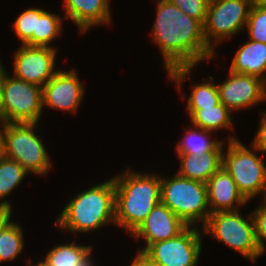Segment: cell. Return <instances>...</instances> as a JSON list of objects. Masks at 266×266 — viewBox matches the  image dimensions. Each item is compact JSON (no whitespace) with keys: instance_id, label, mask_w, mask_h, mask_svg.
I'll return each instance as SVG.
<instances>
[{"instance_id":"6da1fadb","label":"cell","mask_w":266,"mask_h":266,"mask_svg":"<svg viewBox=\"0 0 266 266\" xmlns=\"http://www.w3.org/2000/svg\"><path fill=\"white\" fill-rule=\"evenodd\" d=\"M151 30L153 41L163 54L168 77L179 89L195 65L214 57L215 51L205 41L203 25L169 0H157Z\"/></svg>"},{"instance_id":"7a4b0ae2","label":"cell","mask_w":266,"mask_h":266,"mask_svg":"<svg viewBox=\"0 0 266 266\" xmlns=\"http://www.w3.org/2000/svg\"><path fill=\"white\" fill-rule=\"evenodd\" d=\"M115 184V225L131 235L161 203V175L133 172L131 168L113 177Z\"/></svg>"},{"instance_id":"3957f363","label":"cell","mask_w":266,"mask_h":266,"mask_svg":"<svg viewBox=\"0 0 266 266\" xmlns=\"http://www.w3.org/2000/svg\"><path fill=\"white\" fill-rule=\"evenodd\" d=\"M115 225L113 178L84 190L71 199L56 220V226L71 233H89L104 225Z\"/></svg>"},{"instance_id":"277c9868","label":"cell","mask_w":266,"mask_h":266,"mask_svg":"<svg viewBox=\"0 0 266 266\" xmlns=\"http://www.w3.org/2000/svg\"><path fill=\"white\" fill-rule=\"evenodd\" d=\"M161 177V203L188 226L204 225L210 215L206 183L175 174Z\"/></svg>"},{"instance_id":"5b68a950","label":"cell","mask_w":266,"mask_h":266,"mask_svg":"<svg viewBox=\"0 0 266 266\" xmlns=\"http://www.w3.org/2000/svg\"><path fill=\"white\" fill-rule=\"evenodd\" d=\"M227 142L228 146L222 153V166L233 178L238 190L248 201L262 192L266 199V164L257 156L258 150L252 145L250 150L233 135Z\"/></svg>"},{"instance_id":"8992f818","label":"cell","mask_w":266,"mask_h":266,"mask_svg":"<svg viewBox=\"0 0 266 266\" xmlns=\"http://www.w3.org/2000/svg\"><path fill=\"white\" fill-rule=\"evenodd\" d=\"M242 216L239 210L210 213L201 227L202 235H210L216 240L238 251L252 262L264 254L255 236V225L251 212Z\"/></svg>"},{"instance_id":"52a82bcc","label":"cell","mask_w":266,"mask_h":266,"mask_svg":"<svg viewBox=\"0 0 266 266\" xmlns=\"http://www.w3.org/2000/svg\"><path fill=\"white\" fill-rule=\"evenodd\" d=\"M37 123H7L4 132V157L17 161L28 173L47 175L50 156L35 134Z\"/></svg>"},{"instance_id":"ba28073f","label":"cell","mask_w":266,"mask_h":266,"mask_svg":"<svg viewBox=\"0 0 266 266\" xmlns=\"http://www.w3.org/2000/svg\"><path fill=\"white\" fill-rule=\"evenodd\" d=\"M253 0H210L203 33L207 45L214 51L213 45L229 39L245 29ZM214 47V48H213Z\"/></svg>"},{"instance_id":"9c48e42d","label":"cell","mask_w":266,"mask_h":266,"mask_svg":"<svg viewBox=\"0 0 266 266\" xmlns=\"http://www.w3.org/2000/svg\"><path fill=\"white\" fill-rule=\"evenodd\" d=\"M42 112V87L7 74L2 120L6 123H38Z\"/></svg>"},{"instance_id":"30bf717a","label":"cell","mask_w":266,"mask_h":266,"mask_svg":"<svg viewBox=\"0 0 266 266\" xmlns=\"http://www.w3.org/2000/svg\"><path fill=\"white\" fill-rule=\"evenodd\" d=\"M201 239L198 226H187L176 237L151 244L142 255L157 266H196Z\"/></svg>"},{"instance_id":"8fae6325","label":"cell","mask_w":266,"mask_h":266,"mask_svg":"<svg viewBox=\"0 0 266 266\" xmlns=\"http://www.w3.org/2000/svg\"><path fill=\"white\" fill-rule=\"evenodd\" d=\"M56 48L20 45L14 55L13 76L43 87L58 71L55 70Z\"/></svg>"},{"instance_id":"7c38bea8","label":"cell","mask_w":266,"mask_h":266,"mask_svg":"<svg viewBox=\"0 0 266 266\" xmlns=\"http://www.w3.org/2000/svg\"><path fill=\"white\" fill-rule=\"evenodd\" d=\"M228 78L217 84L219 100L231 112L250 108L266 100V87L261 78L229 70Z\"/></svg>"},{"instance_id":"4fadbf2b","label":"cell","mask_w":266,"mask_h":266,"mask_svg":"<svg viewBox=\"0 0 266 266\" xmlns=\"http://www.w3.org/2000/svg\"><path fill=\"white\" fill-rule=\"evenodd\" d=\"M76 70L61 69L42 87V106L76 113L84 97V86Z\"/></svg>"},{"instance_id":"5bb4252c","label":"cell","mask_w":266,"mask_h":266,"mask_svg":"<svg viewBox=\"0 0 266 266\" xmlns=\"http://www.w3.org/2000/svg\"><path fill=\"white\" fill-rule=\"evenodd\" d=\"M188 225L175 215L166 205L159 203L146 217L145 221L132 234L135 239L143 238L146 246L138 253L142 254L151 244L168 240L180 234Z\"/></svg>"},{"instance_id":"9a60e30c","label":"cell","mask_w":266,"mask_h":266,"mask_svg":"<svg viewBox=\"0 0 266 266\" xmlns=\"http://www.w3.org/2000/svg\"><path fill=\"white\" fill-rule=\"evenodd\" d=\"M206 187L210 213L236 211L248 203L223 166L206 182Z\"/></svg>"},{"instance_id":"2e32d148","label":"cell","mask_w":266,"mask_h":266,"mask_svg":"<svg viewBox=\"0 0 266 266\" xmlns=\"http://www.w3.org/2000/svg\"><path fill=\"white\" fill-rule=\"evenodd\" d=\"M65 19H70L82 34L95 25L111 24L109 0H64Z\"/></svg>"},{"instance_id":"e0dca14e","label":"cell","mask_w":266,"mask_h":266,"mask_svg":"<svg viewBox=\"0 0 266 266\" xmlns=\"http://www.w3.org/2000/svg\"><path fill=\"white\" fill-rule=\"evenodd\" d=\"M223 150H211L202 156L178 154V175L206 183L222 167Z\"/></svg>"},{"instance_id":"ac0fdd59","label":"cell","mask_w":266,"mask_h":266,"mask_svg":"<svg viewBox=\"0 0 266 266\" xmlns=\"http://www.w3.org/2000/svg\"><path fill=\"white\" fill-rule=\"evenodd\" d=\"M266 69V44L249 40L236 52L230 71L263 78Z\"/></svg>"},{"instance_id":"d6986e66","label":"cell","mask_w":266,"mask_h":266,"mask_svg":"<svg viewBox=\"0 0 266 266\" xmlns=\"http://www.w3.org/2000/svg\"><path fill=\"white\" fill-rule=\"evenodd\" d=\"M192 127L196 126L214 132L234 129L233 113L221 102L208 108H187ZM232 116V117H231Z\"/></svg>"},{"instance_id":"ffe728a7","label":"cell","mask_w":266,"mask_h":266,"mask_svg":"<svg viewBox=\"0 0 266 266\" xmlns=\"http://www.w3.org/2000/svg\"><path fill=\"white\" fill-rule=\"evenodd\" d=\"M186 132V135L176 146L177 154L202 156L208 151L223 150L225 148L224 140L211 139V131L194 126L193 128H189Z\"/></svg>"},{"instance_id":"44dd1931","label":"cell","mask_w":266,"mask_h":266,"mask_svg":"<svg viewBox=\"0 0 266 266\" xmlns=\"http://www.w3.org/2000/svg\"><path fill=\"white\" fill-rule=\"evenodd\" d=\"M91 250L92 246L76 244L56 245L48 251L44 258L47 266H78L80 262Z\"/></svg>"},{"instance_id":"7402d4cb","label":"cell","mask_w":266,"mask_h":266,"mask_svg":"<svg viewBox=\"0 0 266 266\" xmlns=\"http://www.w3.org/2000/svg\"><path fill=\"white\" fill-rule=\"evenodd\" d=\"M29 173L15 160L0 158V203L10 205L5 200L17 188Z\"/></svg>"},{"instance_id":"603a6c76","label":"cell","mask_w":266,"mask_h":266,"mask_svg":"<svg viewBox=\"0 0 266 266\" xmlns=\"http://www.w3.org/2000/svg\"><path fill=\"white\" fill-rule=\"evenodd\" d=\"M62 24L63 20L59 15L45 10L37 18L36 33H33V46L55 48L50 43L61 35Z\"/></svg>"},{"instance_id":"cb8c5ba5","label":"cell","mask_w":266,"mask_h":266,"mask_svg":"<svg viewBox=\"0 0 266 266\" xmlns=\"http://www.w3.org/2000/svg\"><path fill=\"white\" fill-rule=\"evenodd\" d=\"M23 230L14 221L0 232V263L12 261L24 248Z\"/></svg>"},{"instance_id":"d4e9b609","label":"cell","mask_w":266,"mask_h":266,"mask_svg":"<svg viewBox=\"0 0 266 266\" xmlns=\"http://www.w3.org/2000/svg\"><path fill=\"white\" fill-rule=\"evenodd\" d=\"M204 79V84H192L191 95L187 101V108H208L220 102L217 84L212 76ZM213 79V80H212Z\"/></svg>"},{"instance_id":"484cf974","label":"cell","mask_w":266,"mask_h":266,"mask_svg":"<svg viewBox=\"0 0 266 266\" xmlns=\"http://www.w3.org/2000/svg\"><path fill=\"white\" fill-rule=\"evenodd\" d=\"M44 11L41 8H28L16 18L13 29L21 44L33 46V33H36L37 18Z\"/></svg>"},{"instance_id":"4316f807","label":"cell","mask_w":266,"mask_h":266,"mask_svg":"<svg viewBox=\"0 0 266 266\" xmlns=\"http://www.w3.org/2000/svg\"><path fill=\"white\" fill-rule=\"evenodd\" d=\"M249 40L266 44V9L252 4L246 27Z\"/></svg>"},{"instance_id":"83f0119b","label":"cell","mask_w":266,"mask_h":266,"mask_svg":"<svg viewBox=\"0 0 266 266\" xmlns=\"http://www.w3.org/2000/svg\"><path fill=\"white\" fill-rule=\"evenodd\" d=\"M186 15L198 20L202 25L205 23L210 0H169Z\"/></svg>"},{"instance_id":"f1b7e54d","label":"cell","mask_w":266,"mask_h":266,"mask_svg":"<svg viewBox=\"0 0 266 266\" xmlns=\"http://www.w3.org/2000/svg\"><path fill=\"white\" fill-rule=\"evenodd\" d=\"M254 225H255V236L261 249L266 251V199H263V203L257 206L254 211L251 212Z\"/></svg>"},{"instance_id":"f546056e","label":"cell","mask_w":266,"mask_h":266,"mask_svg":"<svg viewBox=\"0 0 266 266\" xmlns=\"http://www.w3.org/2000/svg\"><path fill=\"white\" fill-rule=\"evenodd\" d=\"M251 143V145L259 151V153L263 152L264 154L266 152V111L261 112L258 132Z\"/></svg>"},{"instance_id":"4dcf8cb0","label":"cell","mask_w":266,"mask_h":266,"mask_svg":"<svg viewBox=\"0 0 266 266\" xmlns=\"http://www.w3.org/2000/svg\"><path fill=\"white\" fill-rule=\"evenodd\" d=\"M11 214L12 206L0 203V232L13 222Z\"/></svg>"},{"instance_id":"1f68e13d","label":"cell","mask_w":266,"mask_h":266,"mask_svg":"<svg viewBox=\"0 0 266 266\" xmlns=\"http://www.w3.org/2000/svg\"><path fill=\"white\" fill-rule=\"evenodd\" d=\"M7 72L5 67L2 65L0 60V119L2 120V105H3V92H4V83L6 81Z\"/></svg>"},{"instance_id":"d6a6232c","label":"cell","mask_w":266,"mask_h":266,"mask_svg":"<svg viewBox=\"0 0 266 266\" xmlns=\"http://www.w3.org/2000/svg\"><path fill=\"white\" fill-rule=\"evenodd\" d=\"M130 266H157L152 264L146 257L142 254L137 253L136 257L133 259L132 264Z\"/></svg>"},{"instance_id":"836d02e7","label":"cell","mask_w":266,"mask_h":266,"mask_svg":"<svg viewBox=\"0 0 266 266\" xmlns=\"http://www.w3.org/2000/svg\"><path fill=\"white\" fill-rule=\"evenodd\" d=\"M0 158L4 156V132H5V127H6V122L0 119Z\"/></svg>"},{"instance_id":"e575fe53","label":"cell","mask_w":266,"mask_h":266,"mask_svg":"<svg viewBox=\"0 0 266 266\" xmlns=\"http://www.w3.org/2000/svg\"><path fill=\"white\" fill-rule=\"evenodd\" d=\"M92 250L80 261L78 262V266H94L93 259L91 258Z\"/></svg>"},{"instance_id":"d590c367","label":"cell","mask_w":266,"mask_h":266,"mask_svg":"<svg viewBox=\"0 0 266 266\" xmlns=\"http://www.w3.org/2000/svg\"><path fill=\"white\" fill-rule=\"evenodd\" d=\"M253 4L262 9H266V0H253Z\"/></svg>"},{"instance_id":"8d00e7d4","label":"cell","mask_w":266,"mask_h":266,"mask_svg":"<svg viewBox=\"0 0 266 266\" xmlns=\"http://www.w3.org/2000/svg\"><path fill=\"white\" fill-rule=\"evenodd\" d=\"M28 265L27 266H33V265H31L32 264V262L29 260L28 261ZM35 266H47L45 263H44V261L42 260V261H40V262H38V264L37 265H35Z\"/></svg>"},{"instance_id":"74e56055","label":"cell","mask_w":266,"mask_h":266,"mask_svg":"<svg viewBox=\"0 0 266 266\" xmlns=\"http://www.w3.org/2000/svg\"><path fill=\"white\" fill-rule=\"evenodd\" d=\"M262 81H263V84L265 85L266 87V69H265V72H264V76L262 78Z\"/></svg>"}]
</instances>
